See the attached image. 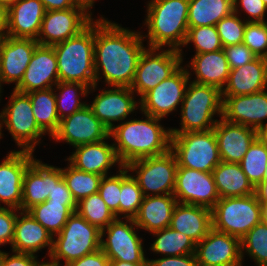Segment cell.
I'll return each mask as SVG.
<instances>
[{
    "instance_id": "cell-35",
    "label": "cell",
    "mask_w": 267,
    "mask_h": 266,
    "mask_svg": "<svg viewBox=\"0 0 267 266\" xmlns=\"http://www.w3.org/2000/svg\"><path fill=\"white\" fill-rule=\"evenodd\" d=\"M32 103V111L38 126L52 136L59 127L55 93L52 88L27 94Z\"/></svg>"
},
{
    "instance_id": "cell-49",
    "label": "cell",
    "mask_w": 267,
    "mask_h": 266,
    "mask_svg": "<svg viewBox=\"0 0 267 266\" xmlns=\"http://www.w3.org/2000/svg\"><path fill=\"white\" fill-rule=\"evenodd\" d=\"M19 211L16 208L0 207V245L12 244L14 238L15 222Z\"/></svg>"
},
{
    "instance_id": "cell-62",
    "label": "cell",
    "mask_w": 267,
    "mask_h": 266,
    "mask_svg": "<svg viewBox=\"0 0 267 266\" xmlns=\"http://www.w3.org/2000/svg\"><path fill=\"white\" fill-rule=\"evenodd\" d=\"M263 181H267V167H266V171H265L264 176H263Z\"/></svg>"
},
{
    "instance_id": "cell-57",
    "label": "cell",
    "mask_w": 267,
    "mask_h": 266,
    "mask_svg": "<svg viewBox=\"0 0 267 266\" xmlns=\"http://www.w3.org/2000/svg\"><path fill=\"white\" fill-rule=\"evenodd\" d=\"M94 0H73V3L84 9L85 11L88 10V8H91L93 6Z\"/></svg>"
},
{
    "instance_id": "cell-38",
    "label": "cell",
    "mask_w": 267,
    "mask_h": 266,
    "mask_svg": "<svg viewBox=\"0 0 267 266\" xmlns=\"http://www.w3.org/2000/svg\"><path fill=\"white\" fill-rule=\"evenodd\" d=\"M249 182L256 188L262 181L267 167V146L258 137L239 162Z\"/></svg>"
},
{
    "instance_id": "cell-9",
    "label": "cell",
    "mask_w": 267,
    "mask_h": 266,
    "mask_svg": "<svg viewBox=\"0 0 267 266\" xmlns=\"http://www.w3.org/2000/svg\"><path fill=\"white\" fill-rule=\"evenodd\" d=\"M9 105L0 113V129L6 125L22 150L34 152L35 145L45 132L38 126L32 111L30 97L13 89Z\"/></svg>"
},
{
    "instance_id": "cell-1",
    "label": "cell",
    "mask_w": 267,
    "mask_h": 266,
    "mask_svg": "<svg viewBox=\"0 0 267 266\" xmlns=\"http://www.w3.org/2000/svg\"><path fill=\"white\" fill-rule=\"evenodd\" d=\"M100 19L95 21L96 86L99 81V70H102L108 86L130 87L135 77L138 60L145 49L142 46L143 36L140 32H132L116 23Z\"/></svg>"
},
{
    "instance_id": "cell-42",
    "label": "cell",
    "mask_w": 267,
    "mask_h": 266,
    "mask_svg": "<svg viewBox=\"0 0 267 266\" xmlns=\"http://www.w3.org/2000/svg\"><path fill=\"white\" fill-rule=\"evenodd\" d=\"M256 261L258 266H267V225L261 221L256 224L242 239L241 251Z\"/></svg>"
},
{
    "instance_id": "cell-36",
    "label": "cell",
    "mask_w": 267,
    "mask_h": 266,
    "mask_svg": "<svg viewBox=\"0 0 267 266\" xmlns=\"http://www.w3.org/2000/svg\"><path fill=\"white\" fill-rule=\"evenodd\" d=\"M152 233L157 235V239L151 245L153 252L169 257L195 254L196 243L183 233L170 227Z\"/></svg>"
},
{
    "instance_id": "cell-12",
    "label": "cell",
    "mask_w": 267,
    "mask_h": 266,
    "mask_svg": "<svg viewBox=\"0 0 267 266\" xmlns=\"http://www.w3.org/2000/svg\"><path fill=\"white\" fill-rule=\"evenodd\" d=\"M125 221H121L119 217L115 218L101 230L100 249L110 261L147 264L148 259L144 256L142 238H139L134 231V228L137 227L134 219L127 218ZM127 222L130 225L126 224ZM105 231L108 235L106 241L102 239Z\"/></svg>"
},
{
    "instance_id": "cell-14",
    "label": "cell",
    "mask_w": 267,
    "mask_h": 266,
    "mask_svg": "<svg viewBox=\"0 0 267 266\" xmlns=\"http://www.w3.org/2000/svg\"><path fill=\"white\" fill-rule=\"evenodd\" d=\"M57 142L64 140L74 147L96 143L110 138L109 129L85 105L70 116L60 120L57 131L52 135Z\"/></svg>"
},
{
    "instance_id": "cell-24",
    "label": "cell",
    "mask_w": 267,
    "mask_h": 266,
    "mask_svg": "<svg viewBox=\"0 0 267 266\" xmlns=\"http://www.w3.org/2000/svg\"><path fill=\"white\" fill-rule=\"evenodd\" d=\"M133 94L130 87L114 86V90H102L89 106L94 115L111 131L115 126L113 121L126 119L138 107Z\"/></svg>"
},
{
    "instance_id": "cell-2",
    "label": "cell",
    "mask_w": 267,
    "mask_h": 266,
    "mask_svg": "<svg viewBox=\"0 0 267 266\" xmlns=\"http://www.w3.org/2000/svg\"><path fill=\"white\" fill-rule=\"evenodd\" d=\"M145 116V120L122 122L110 131V136L117 142L113 145L122 166L135 160L160 156L170 150V129L158 124L161 118Z\"/></svg>"
},
{
    "instance_id": "cell-22",
    "label": "cell",
    "mask_w": 267,
    "mask_h": 266,
    "mask_svg": "<svg viewBox=\"0 0 267 266\" xmlns=\"http://www.w3.org/2000/svg\"><path fill=\"white\" fill-rule=\"evenodd\" d=\"M45 12L40 0H19L6 10V35L37 40Z\"/></svg>"
},
{
    "instance_id": "cell-46",
    "label": "cell",
    "mask_w": 267,
    "mask_h": 266,
    "mask_svg": "<svg viewBox=\"0 0 267 266\" xmlns=\"http://www.w3.org/2000/svg\"><path fill=\"white\" fill-rule=\"evenodd\" d=\"M98 193L107 204V207L115 214V217L118 218L121 193V169H119V174L117 175L102 177Z\"/></svg>"
},
{
    "instance_id": "cell-51",
    "label": "cell",
    "mask_w": 267,
    "mask_h": 266,
    "mask_svg": "<svg viewBox=\"0 0 267 266\" xmlns=\"http://www.w3.org/2000/svg\"><path fill=\"white\" fill-rule=\"evenodd\" d=\"M9 256L0 250L1 266H43L46 262H37L36 256L29 253H17Z\"/></svg>"
},
{
    "instance_id": "cell-26",
    "label": "cell",
    "mask_w": 267,
    "mask_h": 266,
    "mask_svg": "<svg viewBox=\"0 0 267 266\" xmlns=\"http://www.w3.org/2000/svg\"><path fill=\"white\" fill-rule=\"evenodd\" d=\"M75 152L68 158L72 166L81 171L107 176V171L114 164H120L114 145L104 140L75 147Z\"/></svg>"
},
{
    "instance_id": "cell-37",
    "label": "cell",
    "mask_w": 267,
    "mask_h": 266,
    "mask_svg": "<svg viewBox=\"0 0 267 266\" xmlns=\"http://www.w3.org/2000/svg\"><path fill=\"white\" fill-rule=\"evenodd\" d=\"M102 177L101 175L76 169L71 164H69L68 168L62 169V178L76 203L97 193Z\"/></svg>"
},
{
    "instance_id": "cell-53",
    "label": "cell",
    "mask_w": 267,
    "mask_h": 266,
    "mask_svg": "<svg viewBox=\"0 0 267 266\" xmlns=\"http://www.w3.org/2000/svg\"><path fill=\"white\" fill-rule=\"evenodd\" d=\"M109 261L105 253L101 249H98L80 259L64 264V266H109Z\"/></svg>"
},
{
    "instance_id": "cell-3",
    "label": "cell",
    "mask_w": 267,
    "mask_h": 266,
    "mask_svg": "<svg viewBox=\"0 0 267 266\" xmlns=\"http://www.w3.org/2000/svg\"><path fill=\"white\" fill-rule=\"evenodd\" d=\"M95 21L79 34L53 45L59 81L83 83L96 88L94 68Z\"/></svg>"
},
{
    "instance_id": "cell-50",
    "label": "cell",
    "mask_w": 267,
    "mask_h": 266,
    "mask_svg": "<svg viewBox=\"0 0 267 266\" xmlns=\"http://www.w3.org/2000/svg\"><path fill=\"white\" fill-rule=\"evenodd\" d=\"M234 12H238V6L241 4L242 9L249 14L251 19L247 22H264L265 12L267 7L262 0H234Z\"/></svg>"
},
{
    "instance_id": "cell-32",
    "label": "cell",
    "mask_w": 267,
    "mask_h": 266,
    "mask_svg": "<svg viewBox=\"0 0 267 266\" xmlns=\"http://www.w3.org/2000/svg\"><path fill=\"white\" fill-rule=\"evenodd\" d=\"M212 173L220 198L241 197L255 193V188L239 163L221 161Z\"/></svg>"
},
{
    "instance_id": "cell-48",
    "label": "cell",
    "mask_w": 267,
    "mask_h": 266,
    "mask_svg": "<svg viewBox=\"0 0 267 266\" xmlns=\"http://www.w3.org/2000/svg\"><path fill=\"white\" fill-rule=\"evenodd\" d=\"M49 202L76 203L68 186L62 178V169L53 166V190L49 193Z\"/></svg>"
},
{
    "instance_id": "cell-28",
    "label": "cell",
    "mask_w": 267,
    "mask_h": 266,
    "mask_svg": "<svg viewBox=\"0 0 267 266\" xmlns=\"http://www.w3.org/2000/svg\"><path fill=\"white\" fill-rule=\"evenodd\" d=\"M16 217L12 251L34 254L44 247L52 250L53 236L37 222L27 211L20 212Z\"/></svg>"
},
{
    "instance_id": "cell-8",
    "label": "cell",
    "mask_w": 267,
    "mask_h": 266,
    "mask_svg": "<svg viewBox=\"0 0 267 266\" xmlns=\"http://www.w3.org/2000/svg\"><path fill=\"white\" fill-rule=\"evenodd\" d=\"M170 151L175 155L178 167L212 172L221 162L214 129L171 133Z\"/></svg>"
},
{
    "instance_id": "cell-31",
    "label": "cell",
    "mask_w": 267,
    "mask_h": 266,
    "mask_svg": "<svg viewBox=\"0 0 267 266\" xmlns=\"http://www.w3.org/2000/svg\"><path fill=\"white\" fill-rule=\"evenodd\" d=\"M190 64L197 78L193 82L215 86L222 91L231 70L223 49L195 54Z\"/></svg>"
},
{
    "instance_id": "cell-23",
    "label": "cell",
    "mask_w": 267,
    "mask_h": 266,
    "mask_svg": "<svg viewBox=\"0 0 267 266\" xmlns=\"http://www.w3.org/2000/svg\"><path fill=\"white\" fill-rule=\"evenodd\" d=\"M213 129L220 158L224 162L239 163L257 138L255 129L227 122L223 118L217 121Z\"/></svg>"
},
{
    "instance_id": "cell-64",
    "label": "cell",
    "mask_w": 267,
    "mask_h": 266,
    "mask_svg": "<svg viewBox=\"0 0 267 266\" xmlns=\"http://www.w3.org/2000/svg\"><path fill=\"white\" fill-rule=\"evenodd\" d=\"M263 2H264V4L266 5V7H267V0H262Z\"/></svg>"
},
{
    "instance_id": "cell-56",
    "label": "cell",
    "mask_w": 267,
    "mask_h": 266,
    "mask_svg": "<svg viewBox=\"0 0 267 266\" xmlns=\"http://www.w3.org/2000/svg\"><path fill=\"white\" fill-rule=\"evenodd\" d=\"M6 11L0 7V38H4L6 36Z\"/></svg>"
},
{
    "instance_id": "cell-30",
    "label": "cell",
    "mask_w": 267,
    "mask_h": 266,
    "mask_svg": "<svg viewBox=\"0 0 267 266\" xmlns=\"http://www.w3.org/2000/svg\"><path fill=\"white\" fill-rule=\"evenodd\" d=\"M177 203L173 194L145 196L137 215L133 218L134 222L137 227L151 233L170 227Z\"/></svg>"
},
{
    "instance_id": "cell-17",
    "label": "cell",
    "mask_w": 267,
    "mask_h": 266,
    "mask_svg": "<svg viewBox=\"0 0 267 266\" xmlns=\"http://www.w3.org/2000/svg\"><path fill=\"white\" fill-rule=\"evenodd\" d=\"M197 264L202 266H242L241 239L214 230L196 244Z\"/></svg>"
},
{
    "instance_id": "cell-58",
    "label": "cell",
    "mask_w": 267,
    "mask_h": 266,
    "mask_svg": "<svg viewBox=\"0 0 267 266\" xmlns=\"http://www.w3.org/2000/svg\"><path fill=\"white\" fill-rule=\"evenodd\" d=\"M258 139L267 146V124H264L258 131H257Z\"/></svg>"
},
{
    "instance_id": "cell-44",
    "label": "cell",
    "mask_w": 267,
    "mask_h": 266,
    "mask_svg": "<svg viewBox=\"0 0 267 266\" xmlns=\"http://www.w3.org/2000/svg\"><path fill=\"white\" fill-rule=\"evenodd\" d=\"M238 13L232 12L222 18L216 25V30L221 39L223 47L243 43L244 30L247 21H242Z\"/></svg>"
},
{
    "instance_id": "cell-52",
    "label": "cell",
    "mask_w": 267,
    "mask_h": 266,
    "mask_svg": "<svg viewBox=\"0 0 267 266\" xmlns=\"http://www.w3.org/2000/svg\"><path fill=\"white\" fill-rule=\"evenodd\" d=\"M147 266H197L195 254L165 256L160 259L147 260Z\"/></svg>"
},
{
    "instance_id": "cell-34",
    "label": "cell",
    "mask_w": 267,
    "mask_h": 266,
    "mask_svg": "<svg viewBox=\"0 0 267 266\" xmlns=\"http://www.w3.org/2000/svg\"><path fill=\"white\" fill-rule=\"evenodd\" d=\"M76 208L77 203L45 201L34 205L27 212L53 236L62 230Z\"/></svg>"
},
{
    "instance_id": "cell-4",
    "label": "cell",
    "mask_w": 267,
    "mask_h": 266,
    "mask_svg": "<svg viewBox=\"0 0 267 266\" xmlns=\"http://www.w3.org/2000/svg\"><path fill=\"white\" fill-rule=\"evenodd\" d=\"M147 8L149 47L180 50L189 28V0H152Z\"/></svg>"
},
{
    "instance_id": "cell-13",
    "label": "cell",
    "mask_w": 267,
    "mask_h": 266,
    "mask_svg": "<svg viewBox=\"0 0 267 266\" xmlns=\"http://www.w3.org/2000/svg\"><path fill=\"white\" fill-rule=\"evenodd\" d=\"M190 73L182 66L168 79L161 81L156 87L145 93L140 99V110L144 114L163 118L184 99Z\"/></svg>"
},
{
    "instance_id": "cell-54",
    "label": "cell",
    "mask_w": 267,
    "mask_h": 266,
    "mask_svg": "<svg viewBox=\"0 0 267 266\" xmlns=\"http://www.w3.org/2000/svg\"><path fill=\"white\" fill-rule=\"evenodd\" d=\"M46 11L65 10L75 7L73 0H40Z\"/></svg>"
},
{
    "instance_id": "cell-11",
    "label": "cell",
    "mask_w": 267,
    "mask_h": 266,
    "mask_svg": "<svg viewBox=\"0 0 267 266\" xmlns=\"http://www.w3.org/2000/svg\"><path fill=\"white\" fill-rule=\"evenodd\" d=\"M160 48L144 49L138 60L134 80L130 89L141 97L156 87L161 81L168 79L181 66L182 50L168 49L157 51Z\"/></svg>"
},
{
    "instance_id": "cell-63",
    "label": "cell",
    "mask_w": 267,
    "mask_h": 266,
    "mask_svg": "<svg viewBox=\"0 0 267 266\" xmlns=\"http://www.w3.org/2000/svg\"><path fill=\"white\" fill-rule=\"evenodd\" d=\"M1 82L3 83L2 77H1V72H0V93H1Z\"/></svg>"
},
{
    "instance_id": "cell-10",
    "label": "cell",
    "mask_w": 267,
    "mask_h": 266,
    "mask_svg": "<svg viewBox=\"0 0 267 266\" xmlns=\"http://www.w3.org/2000/svg\"><path fill=\"white\" fill-rule=\"evenodd\" d=\"M125 167L128 171H136L137 176L134 178L144 197L150 195L148 191H152V195L173 194L178 165L175 155L170 150L160 156L132 161Z\"/></svg>"
},
{
    "instance_id": "cell-16",
    "label": "cell",
    "mask_w": 267,
    "mask_h": 266,
    "mask_svg": "<svg viewBox=\"0 0 267 266\" xmlns=\"http://www.w3.org/2000/svg\"><path fill=\"white\" fill-rule=\"evenodd\" d=\"M173 195L178 203L212 209L220 199L212 172L177 167Z\"/></svg>"
},
{
    "instance_id": "cell-33",
    "label": "cell",
    "mask_w": 267,
    "mask_h": 266,
    "mask_svg": "<svg viewBox=\"0 0 267 266\" xmlns=\"http://www.w3.org/2000/svg\"><path fill=\"white\" fill-rule=\"evenodd\" d=\"M234 0H189L188 27L215 26L234 12Z\"/></svg>"
},
{
    "instance_id": "cell-19",
    "label": "cell",
    "mask_w": 267,
    "mask_h": 266,
    "mask_svg": "<svg viewBox=\"0 0 267 266\" xmlns=\"http://www.w3.org/2000/svg\"><path fill=\"white\" fill-rule=\"evenodd\" d=\"M223 97L221 118L230 123L251 127L256 131L264 125L263 119L267 118L266 90L248 95Z\"/></svg>"
},
{
    "instance_id": "cell-47",
    "label": "cell",
    "mask_w": 267,
    "mask_h": 266,
    "mask_svg": "<svg viewBox=\"0 0 267 266\" xmlns=\"http://www.w3.org/2000/svg\"><path fill=\"white\" fill-rule=\"evenodd\" d=\"M230 69L239 68L257 56L244 43L223 47Z\"/></svg>"
},
{
    "instance_id": "cell-45",
    "label": "cell",
    "mask_w": 267,
    "mask_h": 266,
    "mask_svg": "<svg viewBox=\"0 0 267 266\" xmlns=\"http://www.w3.org/2000/svg\"><path fill=\"white\" fill-rule=\"evenodd\" d=\"M243 43L257 57H267V22H247Z\"/></svg>"
},
{
    "instance_id": "cell-15",
    "label": "cell",
    "mask_w": 267,
    "mask_h": 266,
    "mask_svg": "<svg viewBox=\"0 0 267 266\" xmlns=\"http://www.w3.org/2000/svg\"><path fill=\"white\" fill-rule=\"evenodd\" d=\"M88 12L78 6L46 11L36 41L39 45L53 46L79 34L93 21Z\"/></svg>"
},
{
    "instance_id": "cell-40",
    "label": "cell",
    "mask_w": 267,
    "mask_h": 266,
    "mask_svg": "<svg viewBox=\"0 0 267 266\" xmlns=\"http://www.w3.org/2000/svg\"><path fill=\"white\" fill-rule=\"evenodd\" d=\"M56 86L57 89L60 90L59 95L55 93L59 120L72 115L73 113L87 105L85 103H81L80 97L78 96H87V93H89V87L87 85L83 83L59 81ZM77 91H81V93L77 94Z\"/></svg>"
},
{
    "instance_id": "cell-5",
    "label": "cell",
    "mask_w": 267,
    "mask_h": 266,
    "mask_svg": "<svg viewBox=\"0 0 267 266\" xmlns=\"http://www.w3.org/2000/svg\"><path fill=\"white\" fill-rule=\"evenodd\" d=\"M222 104V91L219 88L191 82L181 104V129H170V132L187 133L212 130L218 121L212 117L216 113L222 116Z\"/></svg>"
},
{
    "instance_id": "cell-20",
    "label": "cell",
    "mask_w": 267,
    "mask_h": 266,
    "mask_svg": "<svg viewBox=\"0 0 267 266\" xmlns=\"http://www.w3.org/2000/svg\"><path fill=\"white\" fill-rule=\"evenodd\" d=\"M32 154L25 150L12 151L0 163V201L8 208L20 210L23 178L34 159Z\"/></svg>"
},
{
    "instance_id": "cell-25",
    "label": "cell",
    "mask_w": 267,
    "mask_h": 266,
    "mask_svg": "<svg viewBox=\"0 0 267 266\" xmlns=\"http://www.w3.org/2000/svg\"><path fill=\"white\" fill-rule=\"evenodd\" d=\"M267 88V59L256 57L239 68L231 69L222 96L248 95Z\"/></svg>"
},
{
    "instance_id": "cell-61",
    "label": "cell",
    "mask_w": 267,
    "mask_h": 266,
    "mask_svg": "<svg viewBox=\"0 0 267 266\" xmlns=\"http://www.w3.org/2000/svg\"><path fill=\"white\" fill-rule=\"evenodd\" d=\"M262 221L267 225V204L262 205Z\"/></svg>"
},
{
    "instance_id": "cell-59",
    "label": "cell",
    "mask_w": 267,
    "mask_h": 266,
    "mask_svg": "<svg viewBox=\"0 0 267 266\" xmlns=\"http://www.w3.org/2000/svg\"><path fill=\"white\" fill-rule=\"evenodd\" d=\"M109 266H147V264H135L124 261H109Z\"/></svg>"
},
{
    "instance_id": "cell-7",
    "label": "cell",
    "mask_w": 267,
    "mask_h": 266,
    "mask_svg": "<svg viewBox=\"0 0 267 266\" xmlns=\"http://www.w3.org/2000/svg\"><path fill=\"white\" fill-rule=\"evenodd\" d=\"M212 210V228L242 239L262 221V204L256 194L220 198Z\"/></svg>"
},
{
    "instance_id": "cell-55",
    "label": "cell",
    "mask_w": 267,
    "mask_h": 266,
    "mask_svg": "<svg viewBox=\"0 0 267 266\" xmlns=\"http://www.w3.org/2000/svg\"><path fill=\"white\" fill-rule=\"evenodd\" d=\"M255 194L262 205L267 204V181H262L255 188Z\"/></svg>"
},
{
    "instance_id": "cell-39",
    "label": "cell",
    "mask_w": 267,
    "mask_h": 266,
    "mask_svg": "<svg viewBox=\"0 0 267 266\" xmlns=\"http://www.w3.org/2000/svg\"><path fill=\"white\" fill-rule=\"evenodd\" d=\"M76 212L99 230L106 228L116 218L98 192L80 200Z\"/></svg>"
},
{
    "instance_id": "cell-27",
    "label": "cell",
    "mask_w": 267,
    "mask_h": 266,
    "mask_svg": "<svg viewBox=\"0 0 267 266\" xmlns=\"http://www.w3.org/2000/svg\"><path fill=\"white\" fill-rule=\"evenodd\" d=\"M170 228L199 243L212 229V210L198 205L177 203Z\"/></svg>"
},
{
    "instance_id": "cell-18",
    "label": "cell",
    "mask_w": 267,
    "mask_h": 266,
    "mask_svg": "<svg viewBox=\"0 0 267 266\" xmlns=\"http://www.w3.org/2000/svg\"><path fill=\"white\" fill-rule=\"evenodd\" d=\"M59 82L57 57L53 46L38 45L20 83L14 90L21 93L46 90Z\"/></svg>"
},
{
    "instance_id": "cell-29",
    "label": "cell",
    "mask_w": 267,
    "mask_h": 266,
    "mask_svg": "<svg viewBox=\"0 0 267 266\" xmlns=\"http://www.w3.org/2000/svg\"><path fill=\"white\" fill-rule=\"evenodd\" d=\"M52 190L53 166L33 159L23 178L20 211H27L34 205L47 201Z\"/></svg>"
},
{
    "instance_id": "cell-21",
    "label": "cell",
    "mask_w": 267,
    "mask_h": 266,
    "mask_svg": "<svg viewBox=\"0 0 267 266\" xmlns=\"http://www.w3.org/2000/svg\"><path fill=\"white\" fill-rule=\"evenodd\" d=\"M39 43L34 39L5 36L0 42V72L3 83L16 82L23 78L35 48Z\"/></svg>"
},
{
    "instance_id": "cell-41",
    "label": "cell",
    "mask_w": 267,
    "mask_h": 266,
    "mask_svg": "<svg viewBox=\"0 0 267 266\" xmlns=\"http://www.w3.org/2000/svg\"><path fill=\"white\" fill-rule=\"evenodd\" d=\"M127 172L128 169L122 166L119 214H125L122 218L133 219L139 211L144 195L137 180Z\"/></svg>"
},
{
    "instance_id": "cell-6",
    "label": "cell",
    "mask_w": 267,
    "mask_h": 266,
    "mask_svg": "<svg viewBox=\"0 0 267 266\" xmlns=\"http://www.w3.org/2000/svg\"><path fill=\"white\" fill-rule=\"evenodd\" d=\"M50 255V266H60V259L65 264L82 258L100 249L101 230L91 225L76 211L68 218L62 230L55 235Z\"/></svg>"
},
{
    "instance_id": "cell-60",
    "label": "cell",
    "mask_w": 267,
    "mask_h": 266,
    "mask_svg": "<svg viewBox=\"0 0 267 266\" xmlns=\"http://www.w3.org/2000/svg\"><path fill=\"white\" fill-rule=\"evenodd\" d=\"M18 1L19 0H0V7H2L6 11Z\"/></svg>"
},
{
    "instance_id": "cell-43",
    "label": "cell",
    "mask_w": 267,
    "mask_h": 266,
    "mask_svg": "<svg viewBox=\"0 0 267 266\" xmlns=\"http://www.w3.org/2000/svg\"><path fill=\"white\" fill-rule=\"evenodd\" d=\"M189 42L194 43L196 54L215 52L223 49L215 26L189 27L183 46Z\"/></svg>"
}]
</instances>
